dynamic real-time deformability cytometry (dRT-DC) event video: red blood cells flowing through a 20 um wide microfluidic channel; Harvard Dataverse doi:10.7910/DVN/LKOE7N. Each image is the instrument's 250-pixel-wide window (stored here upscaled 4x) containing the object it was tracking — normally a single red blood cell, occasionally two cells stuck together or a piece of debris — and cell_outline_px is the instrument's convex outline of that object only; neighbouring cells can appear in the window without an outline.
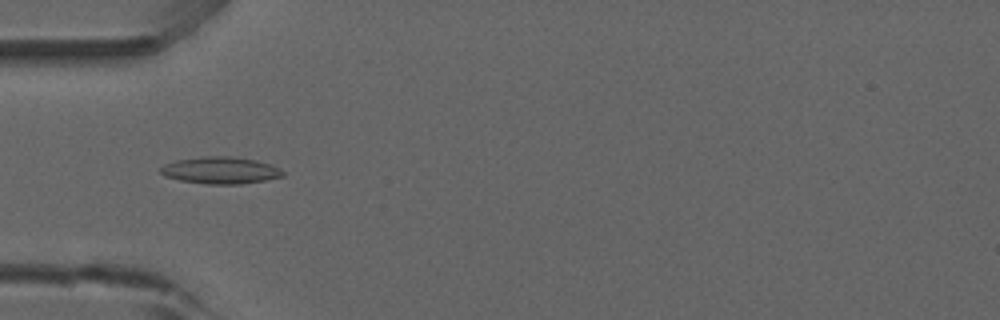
{"species": "common noctule bat (a hibernating species)", "species_latin": "Nyctalus noctula", "temperature_condition": "room temperature", "stored_images_in_passage": 52, "camera_frame_rate_fps": 3000, "um_per_image_px": 0.085, "animal": {"sex": "male", "forearm_length_mm": 52.5}, "frame": {"image": 1, "passage_image": 16, "time_ms": 5.0, "image_size_px": [1000, 320], "cell_outline_px": [[284, 176], [264, 180], [240, 184], [208, 184], [180, 180], [164, 176], [160, 172], [160, 168], [164, 164], [176, 160], [204, 156], [228, 156], [256, 160], [272, 164], [280, 168], [284, 172]], "centroid_in_image_um": [18.75, 14.47], "position_along_channel_um": 66.3, "area_um2": 19.19}}